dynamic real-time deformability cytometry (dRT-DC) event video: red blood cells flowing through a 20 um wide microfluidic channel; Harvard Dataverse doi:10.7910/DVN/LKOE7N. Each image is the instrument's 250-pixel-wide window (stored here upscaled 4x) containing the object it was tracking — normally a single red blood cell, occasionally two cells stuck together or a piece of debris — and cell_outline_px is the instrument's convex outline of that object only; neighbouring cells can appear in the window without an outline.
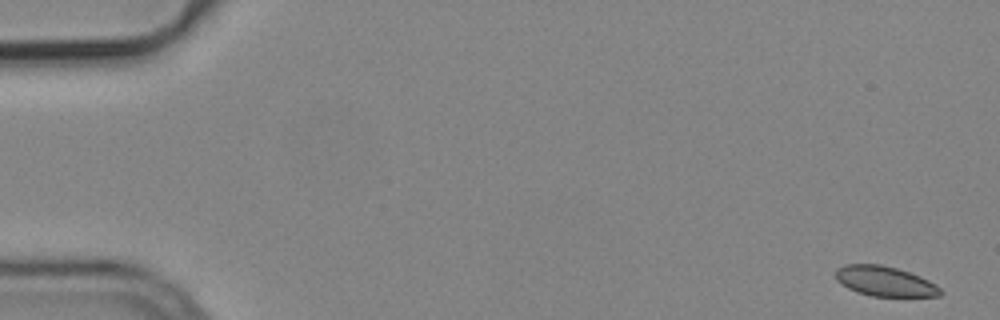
{"species": "common noctule bat (a hibernating species)", "species_latin": "Nyctalus noctula", "temperature_condition": "cold", "stored_images_in_passage": 5, "camera_frame_rate_fps": 3000, "um_per_image_px": 0.085, "animal": {"sex": "male", "body_mass_g": 19.2, "forearm_length_mm": 51.8}, "frame": {"image": 1, "passage_image": 1, "time_ms": 0.0, "image_size_px": [1000, 320], "cell_outline_px": [[944, 292], [940, 296], [872, 296], [856, 292], [840, 284], [836, 280], [836, 268], [844, 264], [880, 264], [896, 268], [920, 276], [936, 284]], "centroid_in_image_um": [75.19, 23.9], "position_along_channel_um": 9.8, "area_um2": 18.38}}
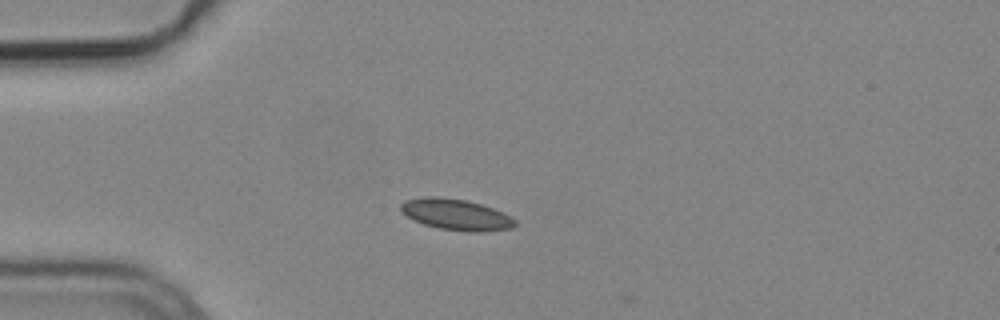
{"frame": {"image": 2, "passage_image": 4, "time_ms": 1.0, "image_size_px": [1000, 320], "cell_outline_px": [[516, 224], [512, 228], [480, 232], [468, 232], [440, 228], [424, 224], [412, 220], [400, 212], [400, 204], [404, 200], [428, 196], [440, 196], [464, 200], [480, 204], [492, 208], [516, 220]], "centroid_in_image_um": [38.7, 18.23], "position_along_channel_um": 46.3, "area_um2": 20.63}}